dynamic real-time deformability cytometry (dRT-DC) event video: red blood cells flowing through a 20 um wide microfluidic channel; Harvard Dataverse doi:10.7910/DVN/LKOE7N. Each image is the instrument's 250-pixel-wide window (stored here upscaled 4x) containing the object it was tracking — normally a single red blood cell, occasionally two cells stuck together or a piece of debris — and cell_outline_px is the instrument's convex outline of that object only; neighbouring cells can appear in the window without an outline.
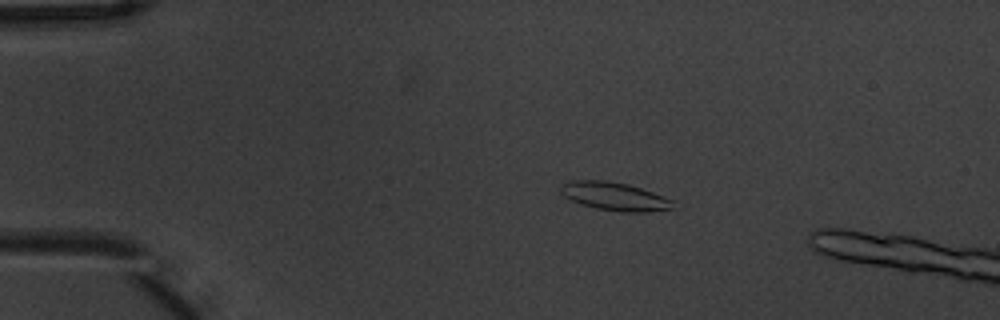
{"species": "common noctule bat (a hibernating species)", "species_latin": "Nyctalus noctula", "temperature_condition": "warm", "stored_images_in_passage": 5, "camera_frame_rate_fps": 3000, "um_per_image_px": 0.085, "animal": {"sex": "male", "body_mass_g": 20.1, "forearm_length_mm": 53.5}, "frame": {"image": 1, "passage_image": 3, "time_ms": 0.667, "image_size_px": [1000, 320], "cell_outline_px": [[676, 200], [672, 208], [648, 212], [620, 212], [596, 208], [572, 200], [564, 196], [560, 192], [560, 184], [572, 180], [604, 180], [628, 184]], "centroid_in_image_um": [52.26, 16.69], "position_along_channel_um": 32.7, "area_um2": 18.5}}